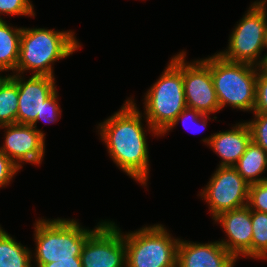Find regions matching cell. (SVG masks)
Wrapping results in <instances>:
<instances>
[{
	"mask_svg": "<svg viewBox=\"0 0 267 267\" xmlns=\"http://www.w3.org/2000/svg\"><path fill=\"white\" fill-rule=\"evenodd\" d=\"M3 71H0V73H2ZM9 76V74H7L6 76L4 75H0V85L1 83Z\"/></svg>",
	"mask_w": 267,
	"mask_h": 267,
	"instance_id": "obj_30",
	"label": "cell"
},
{
	"mask_svg": "<svg viewBox=\"0 0 267 267\" xmlns=\"http://www.w3.org/2000/svg\"><path fill=\"white\" fill-rule=\"evenodd\" d=\"M228 238L221 239L220 244L237 260L241 257L252 258V221L251 210L246 205L226 211L215 217Z\"/></svg>",
	"mask_w": 267,
	"mask_h": 267,
	"instance_id": "obj_13",
	"label": "cell"
},
{
	"mask_svg": "<svg viewBox=\"0 0 267 267\" xmlns=\"http://www.w3.org/2000/svg\"><path fill=\"white\" fill-rule=\"evenodd\" d=\"M253 113L267 114V72L261 66L258 67Z\"/></svg>",
	"mask_w": 267,
	"mask_h": 267,
	"instance_id": "obj_26",
	"label": "cell"
},
{
	"mask_svg": "<svg viewBox=\"0 0 267 267\" xmlns=\"http://www.w3.org/2000/svg\"><path fill=\"white\" fill-rule=\"evenodd\" d=\"M252 259H267V213L251 210Z\"/></svg>",
	"mask_w": 267,
	"mask_h": 267,
	"instance_id": "obj_20",
	"label": "cell"
},
{
	"mask_svg": "<svg viewBox=\"0 0 267 267\" xmlns=\"http://www.w3.org/2000/svg\"><path fill=\"white\" fill-rule=\"evenodd\" d=\"M5 128L4 142L0 150L19 168L22 163L40 165L45 155V138L32 125L9 124ZM6 132V133H5Z\"/></svg>",
	"mask_w": 267,
	"mask_h": 267,
	"instance_id": "obj_11",
	"label": "cell"
},
{
	"mask_svg": "<svg viewBox=\"0 0 267 267\" xmlns=\"http://www.w3.org/2000/svg\"><path fill=\"white\" fill-rule=\"evenodd\" d=\"M233 167L249 185L267 181V177H261L267 170V152L251 140Z\"/></svg>",
	"mask_w": 267,
	"mask_h": 267,
	"instance_id": "obj_16",
	"label": "cell"
},
{
	"mask_svg": "<svg viewBox=\"0 0 267 267\" xmlns=\"http://www.w3.org/2000/svg\"><path fill=\"white\" fill-rule=\"evenodd\" d=\"M19 172V168L0 150V188L6 187Z\"/></svg>",
	"mask_w": 267,
	"mask_h": 267,
	"instance_id": "obj_27",
	"label": "cell"
},
{
	"mask_svg": "<svg viewBox=\"0 0 267 267\" xmlns=\"http://www.w3.org/2000/svg\"><path fill=\"white\" fill-rule=\"evenodd\" d=\"M93 229L82 227L75 219H38L34 223L33 267L56 260H81L80 255L87 238L104 222ZM36 262V263H35Z\"/></svg>",
	"mask_w": 267,
	"mask_h": 267,
	"instance_id": "obj_3",
	"label": "cell"
},
{
	"mask_svg": "<svg viewBox=\"0 0 267 267\" xmlns=\"http://www.w3.org/2000/svg\"><path fill=\"white\" fill-rule=\"evenodd\" d=\"M32 250L16 241L0 225V267H33Z\"/></svg>",
	"mask_w": 267,
	"mask_h": 267,
	"instance_id": "obj_18",
	"label": "cell"
},
{
	"mask_svg": "<svg viewBox=\"0 0 267 267\" xmlns=\"http://www.w3.org/2000/svg\"><path fill=\"white\" fill-rule=\"evenodd\" d=\"M18 87L9 76L0 85V126L17 124Z\"/></svg>",
	"mask_w": 267,
	"mask_h": 267,
	"instance_id": "obj_19",
	"label": "cell"
},
{
	"mask_svg": "<svg viewBox=\"0 0 267 267\" xmlns=\"http://www.w3.org/2000/svg\"><path fill=\"white\" fill-rule=\"evenodd\" d=\"M144 97L147 123L161 136L187 107L182 74V51L171 57Z\"/></svg>",
	"mask_w": 267,
	"mask_h": 267,
	"instance_id": "obj_4",
	"label": "cell"
},
{
	"mask_svg": "<svg viewBox=\"0 0 267 267\" xmlns=\"http://www.w3.org/2000/svg\"><path fill=\"white\" fill-rule=\"evenodd\" d=\"M210 71L220 110L229 105L241 111H254L258 67L231 62L214 53Z\"/></svg>",
	"mask_w": 267,
	"mask_h": 267,
	"instance_id": "obj_5",
	"label": "cell"
},
{
	"mask_svg": "<svg viewBox=\"0 0 267 267\" xmlns=\"http://www.w3.org/2000/svg\"><path fill=\"white\" fill-rule=\"evenodd\" d=\"M185 58L186 51L182 50V74L187 107L208 115L220 112L211 77L210 56L192 63L187 62Z\"/></svg>",
	"mask_w": 267,
	"mask_h": 267,
	"instance_id": "obj_10",
	"label": "cell"
},
{
	"mask_svg": "<svg viewBox=\"0 0 267 267\" xmlns=\"http://www.w3.org/2000/svg\"><path fill=\"white\" fill-rule=\"evenodd\" d=\"M82 267H126L123 232L105 220L86 240L80 255Z\"/></svg>",
	"mask_w": 267,
	"mask_h": 267,
	"instance_id": "obj_9",
	"label": "cell"
},
{
	"mask_svg": "<svg viewBox=\"0 0 267 267\" xmlns=\"http://www.w3.org/2000/svg\"><path fill=\"white\" fill-rule=\"evenodd\" d=\"M236 261L219 241L197 243L179 240L177 267H234Z\"/></svg>",
	"mask_w": 267,
	"mask_h": 267,
	"instance_id": "obj_14",
	"label": "cell"
},
{
	"mask_svg": "<svg viewBox=\"0 0 267 267\" xmlns=\"http://www.w3.org/2000/svg\"><path fill=\"white\" fill-rule=\"evenodd\" d=\"M58 90L56 89L43 103V108L40 112V116L36 117V124L32 126L37 129L44 137L46 134L37 128V123L39 120H42L46 123H55L58 121V118H61V107L58 103Z\"/></svg>",
	"mask_w": 267,
	"mask_h": 267,
	"instance_id": "obj_21",
	"label": "cell"
},
{
	"mask_svg": "<svg viewBox=\"0 0 267 267\" xmlns=\"http://www.w3.org/2000/svg\"><path fill=\"white\" fill-rule=\"evenodd\" d=\"M264 56H265V59H264L263 64L261 65V67L267 72V54Z\"/></svg>",
	"mask_w": 267,
	"mask_h": 267,
	"instance_id": "obj_29",
	"label": "cell"
},
{
	"mask_svg": "<svg viewBox=\"0 0 267 267\" xmlns=\"http://www.w3.org/2000/svg\"><path fill=\"white\" fill-rule=\"evenodd\" d=\"M128 98L118 112L97 126L110 158L116 166L137 183L147 187L149 178V149L146 132L160 136L148 123L143 127L142 112Z\"/></svg>",
	"mask_w": 267,
	"mask_h": 267,
	"instance_id": "obj_1",
	"label": "cell"
},
{
	"mask_svg": "<svg viewBox=\"0 0 267 267\" xmlns=\"http://www.w3.org/2000/svg\"><path fill=\"white\" fill-rule=\"evenodd\" d=\"M0 20V71L16 73L19 60L20 37L23 27H15Z\"/></svg>",
	"mask_w": 267,
	"mask_h": 267,
	"instance_id": "obj_17",
	"label": "cell"
},
{
	"mask_svg": "<svg viewBox=\"0 0 267 267\" xmlns=\"http://www.w3.org/2000/svg\"><path fill=\"white\" fill-rule=\"evenodd\" d=\"M267 0L251 3L246 14L237 22L229 36L227 49L220 51L222 58L231 62L247 63L260 67L265 59L262 51L266 48Z\"/></svg>",
	"mask_w": 267,
	"mask_h": 267,
	"instance_id": "obj_7",
	"label": "cell"
},
{
	"mask_svg": "<svg viewBox=\"0 0 267 267\" xmlns=\"http://www.w3.org/2000/svg\"><path fill=\"white\" fill-rule=\"evenodd\" d=\"M252 140L246 121L236 123L230 130L219 131L202 139L221 158L218 167H233Z\"/></svg>",
	"mask_w": 267,
	"mask_h": 267,
	"instance_id": "obj_15",
	"label": "cell"
},
{
	"mask_svg": "<svg viewBox=\"0 0 267 267\" xmlns=\"http://www.w3.org/2000/svg\"><path fill=\"white\" fill-rule=\"evenodd\" d=\"M126 267H177L180 238L162 224L142 227L124 234Z\"/></svg>",
	"mask_w": 267,
	"mask_h": 267,
	"instance_id": "obj_6",
	"label": "cell"
},
{
	"mask_svg": "<svg viewBox=\"0 0 267 267\" xmlns=\"http://www.w3.org/2000/svg\"><path fill=\"white\" fill-rule=\"evenodd\" d=\"M247 206L250 210L267 213V181L249 185Z\"/></svg>",
	"mask_w": 267,
	"mask_h": 267,
	"instance_id": "obj_24",
	"label": "cell"
},
{
	"mask_svg": "<svg viewBox=\"0 0 267 267\" xmlns=\"http://www.w3.org/2000/svg\"><path fill=\"white\" fill-rule=\"evenodd\" d=\"M30 0H0V16L2 14L35 17L34 5ZM0 20H3L0 17Z\"/></svg>",
	"mask_w": 267,
	"mask_h": 267,
	"instance_id": "obj_23",
	"label": "cell"
},
{
	"mask_svg": "<svg viewBox=\"0 0 267 267\" xmlns=\"http://www.w3.org/2000/svg\"><path fill=\"white\" fill-rule=\"evenodd\" d=\"M210 116L208 114H204L201 113L195 109L192 108H188L186 107L175 119V121L173 122V124L161 135L164 136L166 133H168L170 130H173L174 127H176V125L180 122V120L183 122V125L185 127V129H189L187 127V125L189 123H191V126L194 125L195 127H201V129L199 130L202 131L204 130L203 128H206L207 125V121L210 120ZM189 120V121H188ZM188 121V122H187ZM197 125V126H196ZM200 125V126H199ZM190 131V130H189ZM191 132V131H190ZM197 132V128L196 131H194V133Z\"/></svg>",
	"mask_w": 267,
	"mask_h": 267,
	"instance_id": "obj_22",
	"label": "cell"
},
{
	"mask_svg": "<svg viewBox=\"0 0 267 267\" xmlns=\"http://www.w3.org/2000/svg\"><path fill=\"white\" fill-rule=\"evenodd\" d=\"M40 267H82L81 260H56L48 264H42Z\"/></svg>",
	"mask_w": 267,
	"mask_h": 267,
	"instance_id": "obj_28",
	"label": "cell"
},
{
	"mask_svg": "<svg viewBox=\"0 0 267 267\" xmlns=\"http://www.w3.org/2000/svg\"><path fill=\"white\" fill-rule=\"evenodd\" d=\"M199 193L200 197L207 202L214 219L223 212L246 206L249 184L234 167H218Z\"/></svg>",
	"mask_w": 267,
	"mask_h": 267,
	"instance_id": "obj_8",
	"label": "cell"
},
{
	"mask_svg": "<svg viewBox=\"0 0 267 267\" xmlns=\"http://www.w3.org/2000/svg\"><path fill=\"white\" fill-rule=\"evenodd\" d=\"M74 33L71 30L23 27L16 73L23 75L29 70L32 75L54 77V63L81 47Z\"/></svg>",
	"mask_w": 267,
	"mask_h": 267,
	"instance_id": "obj_2",
	"label": "cell"
},
{
	"mask_svg": "<svg viewBox=\"0 0 267 267\" xmlns=\"http://www.w3.org/2000/svg\"><path fill=\"white\" fill-rule=\"evenodd\" d=\"M254 118L246 121L251 130L252 140L267 152V114L253 113Z\"/></svg>",
	"mask_w": 267,
	"mask_h": 267,
	"instance_id": "obj_25",
	"label": "cell"
},
{
	"mask_svg": "<svg viewBox=\"0 0 267 267\" xmlns=\"http://www.w3.org/2000/svg\"><path fill=\"white\" fill-rule=\"evenodd\" d=\"M18 87L17 124H36V117L40 116L43 103L57 88L55 77L46 75H31L25 79L24 75L14 73L10 75Z\"/></svg>",
	"mask_w": 267,
	"mask_h": 267,
	"instance_id": "obj_12",
	"label": "cell"
}]
</instances>
